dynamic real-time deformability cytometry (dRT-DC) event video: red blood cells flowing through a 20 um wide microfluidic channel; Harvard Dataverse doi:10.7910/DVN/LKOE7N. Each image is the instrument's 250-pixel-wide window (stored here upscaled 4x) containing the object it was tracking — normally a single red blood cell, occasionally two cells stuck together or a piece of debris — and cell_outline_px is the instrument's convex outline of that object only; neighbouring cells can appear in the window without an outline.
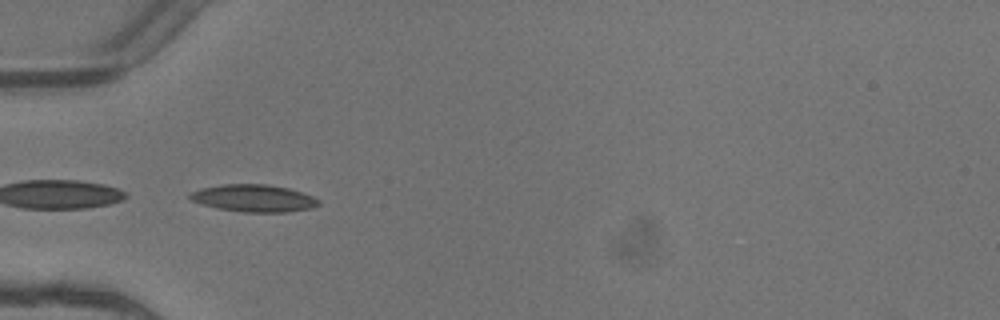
{"species": "common noctule bat (a hibernating species)", "species_latin": "Nyctalus noctula", "temperature_condition": "warm", "stored_images_in_passage": 7, "camera_frame_rate_fps": 3000, "um_per_image_px": 0.085, "animal": {"sex": "female"}, "frame": {"image": 1, "passage_image": 5, "time_ms": 1.333, "image_size_px": [1000, 320], "cell_outline_px": [[320, 204], [312, 208], [288, 212], [244, 212], [220, 208], [204, 204], [192, 200], [188, 196], [192, 192], [200, 188], [224, 184], [268, 184], [288, 188], [312, 196], [320, 200]], "centroid_in_image_um": [21.61, 16.84], "position_along_channel_um": 63.4, "area_um2": 20.23}}
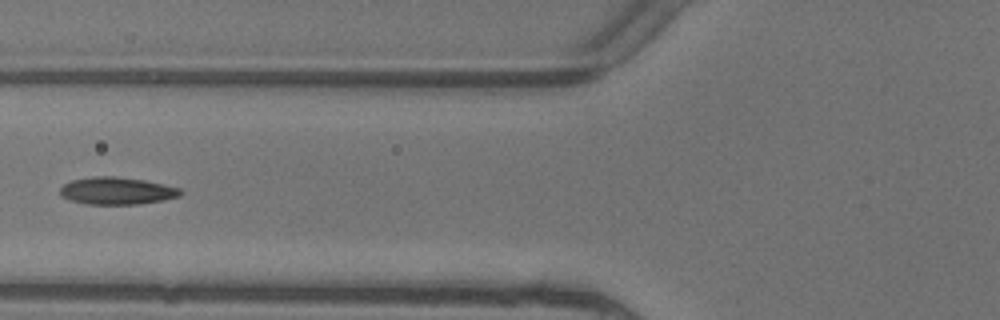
{"frame": {"image": 2, "passage_image": 6, "time_ms": 1.667, "image_size_px": [1000, 320], "cell_outline_px": [[184, 192], [180, 196], [164, 200], [136, 204], [88, 204], [72, 200], [60, 196], [60, 188], [64, 184], [72, 180], [92, 176], [116, 176], [144, 180], [164, 184], [180, 188]], "centroid_in_image_um": [9.95, 16.21], "position_along_channel_um": 115.8, "area_um2": 19.19}}
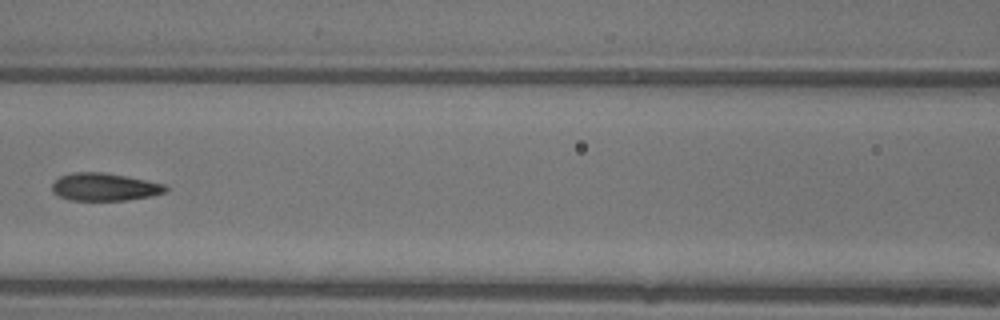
{"frame": {"image": 3, "passage_image": 7, "time_ms": 2.0, "image_size_px": [1000, 320], "cell_outline_px": [[168, 192], [152, 196], [128, 200], [72, 200], [60, 196], [52, 192], [52, 184], [60, 176], [72, 172], [104, 172], [164, 184], [168, 188]], "centroid_in_image_um": [8.89, 15.89], "position_along_channel_um": 157.7, "area_um2": 18.26}}